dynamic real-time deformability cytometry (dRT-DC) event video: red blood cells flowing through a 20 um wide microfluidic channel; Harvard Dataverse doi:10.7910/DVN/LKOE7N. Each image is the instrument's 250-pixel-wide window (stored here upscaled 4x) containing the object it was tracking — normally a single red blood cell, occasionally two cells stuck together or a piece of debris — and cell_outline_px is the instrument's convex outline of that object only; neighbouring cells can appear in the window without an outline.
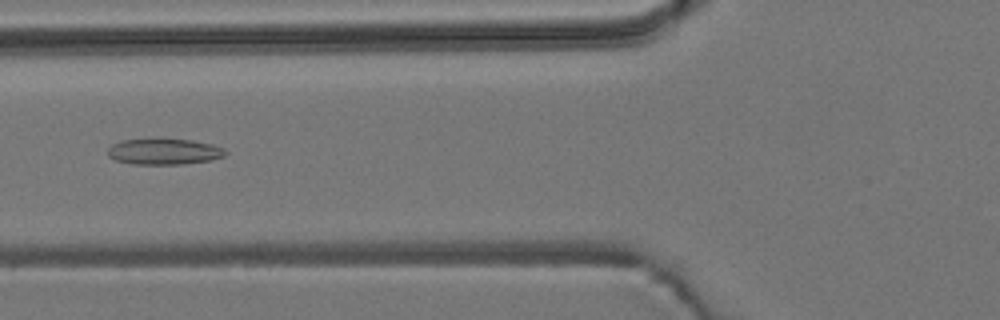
{"species": "common noctule bat (a hibernating species)", "species_latin": "Nyctalus noctula", "temperature_condition": "room temperature", "stored_images_in_passage": 42, "camera_frame_rate_fps": 3000, "um_per_image_px": 0.085, "animal": {"sex": "male", "body_mass_g": 19.2, "forearm_length_mm": 51.8}, "frame": {"image": 1, "passage_image": 9, "time_ms": 2.667, "image_size_px": [1000, 320], "cell_outline_px": [[228, 152], [224, 156], [212, 160], [184, 164], [132, 164], [116, 160], [108, 156], [108, 148], [112, 144], [124, 140], [192, 140], [212, 144], [224, 148]], "centroid_in_image_um": [13.98, 12.9], "position_along_channel_um": 111.8, "area_um2": 17.57}}
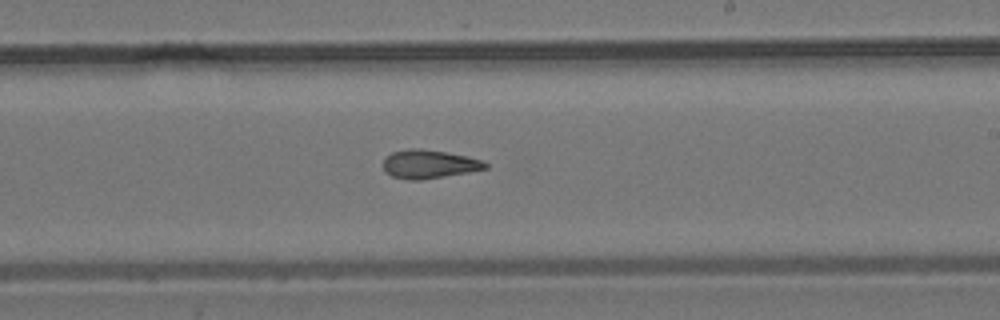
{"frame": {"image": 2, "passage_image": 20, "time_ms": 6.333, "image_size_px": [1000, 320], "cell_outline_px": [[488, 168], [468, 172], [420, 180], [408, 180], [392, 176], [384, 172], [384, 156], [392, 152], [408, 148], [420, 148], [468, 156], [484, 160], [488, 164]], "centroid_in_image_um": [36.46, 13.94], "position_along_channel_um": 252.5, "area_um2": 17.11}}
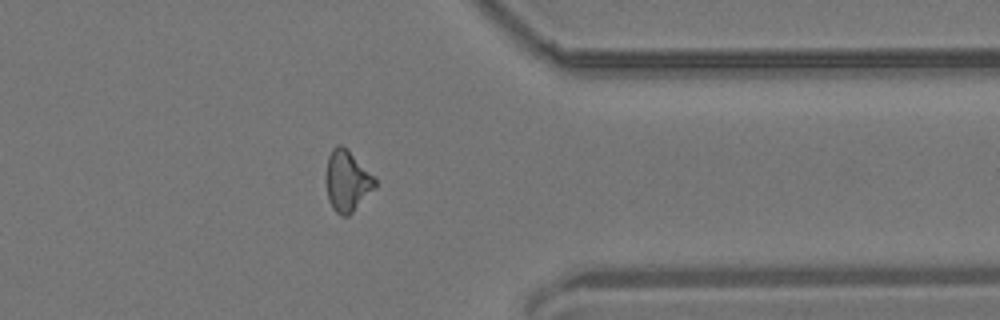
{"frame": {"image": 3, "passage_image": 31, "time_ms": 10.0, "image_size_px": [1000, 320], "cell_outline_px": [[376, 188], [348, 216], [340, 216], [332, 208], [328, 200], [324, 176], [328, 156], [332, 148], [336, 144], [340, 144], [376, 180]], "centroid_in_image_um": [29.45, 15.43], "position_along_channel_um": 382.0, "area_um2": 17.22}, "authors_computed_cell_mechanics": {"area_um2": 16.9643, "velocity_mm_per_s": 3.8306, "shape_relaxation_time_tau1_ms": null, "shape_relaxation_time_tau2_ms": 5.6448, "deformation_change_tau1": null, "deformation_change_tau2": 0.1284}}